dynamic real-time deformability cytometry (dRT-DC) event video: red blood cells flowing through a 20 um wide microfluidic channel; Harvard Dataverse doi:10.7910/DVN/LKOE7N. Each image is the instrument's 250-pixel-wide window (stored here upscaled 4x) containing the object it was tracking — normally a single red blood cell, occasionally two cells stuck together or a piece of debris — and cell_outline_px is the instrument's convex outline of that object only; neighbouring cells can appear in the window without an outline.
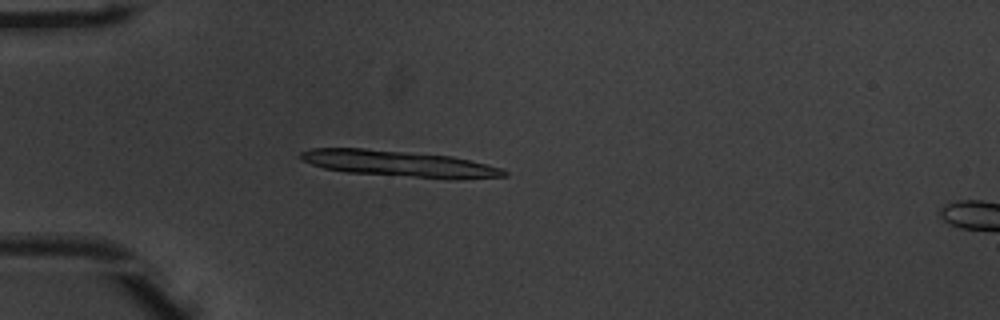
{"species": "common noctule bat (a hibernating species)", "species_latin": "Nyctalus noctula", "temperature_condition": "warm", "stored_images_in_passage": 34, "camera_frame_rate_fps": 3000, "um_per_image_px": 0.085, "animal": {"sex": "male", "body_mass_g": 20.1, "forearm_length_mm": 53.5}, "frame": {"image": 1, "passage_image": 15, "time_ms": 4.667, "image_size_px": [1000, 320], "cell_outline_px": [[508, 176], [416, 176], [348, 172], [324, 168], [300, 160], [300, 152], [312, 148], [364, 148], [452, 156], [504, 168], [508, 172]], "centroid_in_image_um": [33.75, 13.85], "position_along_channel_um": 51.3, "area_um2": 29.36}}